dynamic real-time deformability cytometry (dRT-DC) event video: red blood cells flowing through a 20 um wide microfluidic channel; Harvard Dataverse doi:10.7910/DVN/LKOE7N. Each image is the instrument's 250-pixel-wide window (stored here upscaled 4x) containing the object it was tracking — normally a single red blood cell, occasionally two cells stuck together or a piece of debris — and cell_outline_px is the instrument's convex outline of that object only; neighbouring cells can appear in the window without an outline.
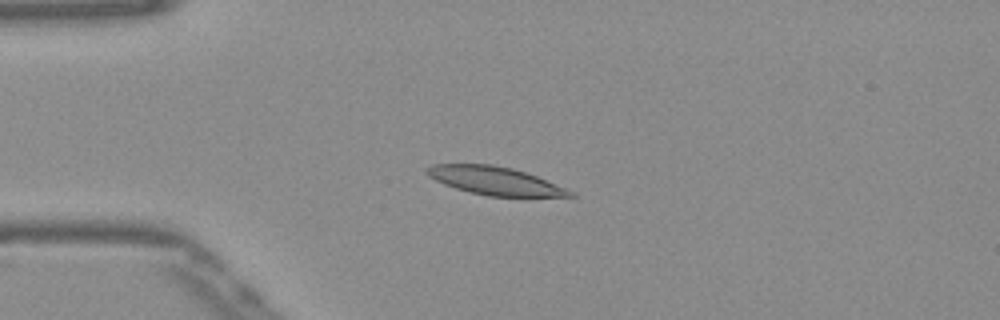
{"species": "Egyptian fruit bat (a non-hibernating species)", "species_latin": "Rousettus aegyptiacus", "temperature_condition": "warm", "stored_images_in_passage": 46, "camera_frame_rate_fps": 3000, "um_per_image_px": 0.085, "frame": {"image": 1, "passage_image": 12, "time_ms": 3.667, "image_size_px": [1000, 320], "cell_outline_px": [[576, 196], [488, 196], [456, 188], [444, 184], [428, 176], [424, 172], [424, 168], [432, 164], [492, 164], [512, 168], [536, 176], [576, 192]], "centroid_in_image_um": [42.04, 15.35], "position_along_channel_um": 43.0, "area_um2": 23.29}}
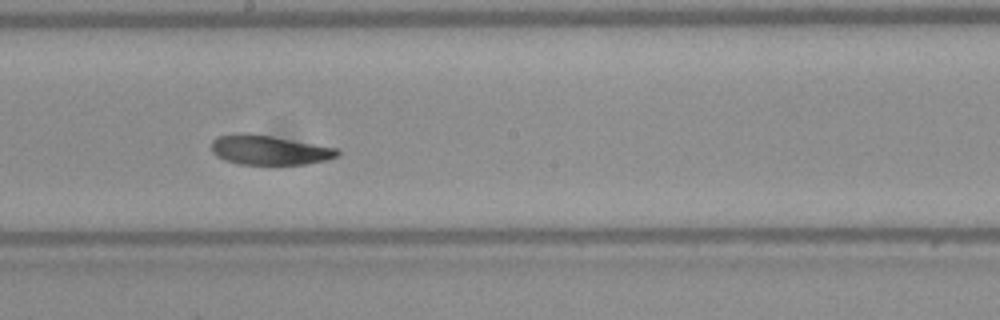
{"frame": {"image": 2, "passage_image": 28, "time_ms": 9.0, "image_size_px": [1000, 320], "cell_outline_px": [[340, 152], [336, 156], [328, 160], [304, 164], [240, 164], [224, 160], [216, 156], [212, 152], [212, 140], [216, 136], [236, 132], [244, 132], [272, 136], [340, 148]], "centroid_in_image_um": [22.87, 12.73], "position_along_channel_um": 225.3, "area_um2": 21.96}}
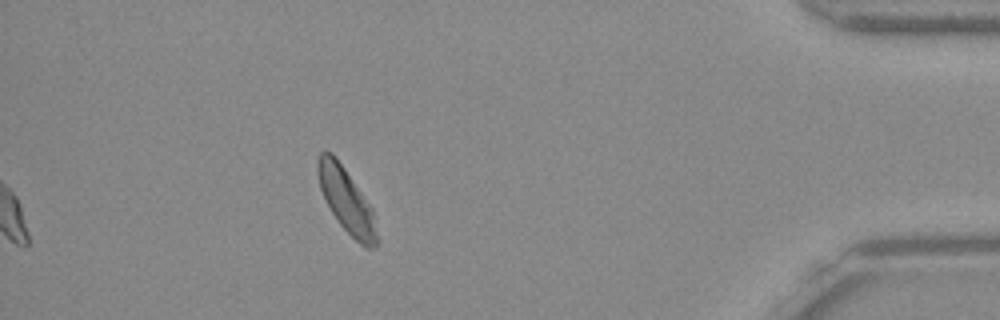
{"frame": {"image": 3, "passage_image": 46, "time_ms": 15.0, "image_size_px": [1000, 320], "cell_outline_px": [[380, 240], [372, 248], [364, 248], [340, 224], [332, 212], [320, 188], [316, 172], [316, 160], [320, 152], [324, 148], [332, 152], [344, 168], [372, 208]], "centroid_in_image_um": [29.44, 17.01], "position_along_channel_um": 405.8, "area_um2": 22.14}, "authors_computed_cell_mechanics": {"area_um2": 22.8599, "velocity_mm_per_s": 3.8439, "shape_relaxation_time_tau1_ms": 2.4355, "shape_relaxation_time_tau2_ms": 3.1221, "deformation_change_tau1": 0.1284, "deformation_change_tau2": 0.1047}}